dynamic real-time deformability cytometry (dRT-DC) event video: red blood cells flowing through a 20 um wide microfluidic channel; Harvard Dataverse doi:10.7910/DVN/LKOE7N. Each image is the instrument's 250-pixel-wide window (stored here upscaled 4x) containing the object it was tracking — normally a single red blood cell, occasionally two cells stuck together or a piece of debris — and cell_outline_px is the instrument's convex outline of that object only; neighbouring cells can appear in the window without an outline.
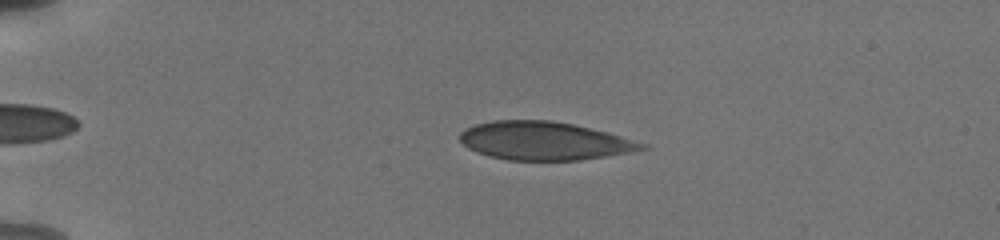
{"species": "human", "species_latin": "Homo sapiens", "temperature_condition": "cold", "stored_images_in_passage": 46, "camera_frame_rate_fps": 3000, "um_per_image_px": 0.085, "donor": {"sex": "male"}, "frame": {"image": 1, "passage_image": 12, "time_ms": 3.667, "image_size_px": [1000, 240], "cell_outline_px": [[652, 148], [632, 152], [580, 160], [508, 160], [488, 156], [476, 152], [468, 148], [460, 140], [460, 132], [464, 128], [476, 124], [492, 120], [552, 120], [572, 124], [608, 132], [648, 144]], "centroid_in_image_um": [46.28, 11.97], "position_along_channel_um": 38.7, "area_um2": 40.86}}
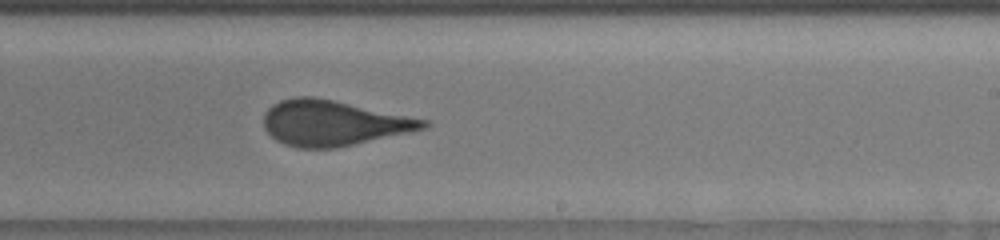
{"frame": {"image": 2, "passage_image": 34, "time_ms": 11.0, "image_size_px": [1000, 240], "cell_outline_px": [[432, 124], [428, 128], [336, 148], [296, 148], [284, 144], [276, 140], [264, 128], [264, 112], [272, 104], [280, 100], [296, 96], [312, 96], [332, 100], [428, 120]], "centroid_in_image_um": [28.3, 10.46], "position_along_channel_um": 260.7, "area_um2": 42.08}}
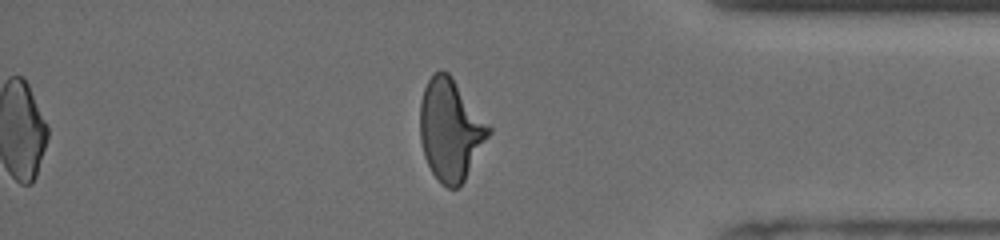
{"frame": {"image": 3, "passage_image": 46, "time_ms": 15.0, "image_size_px": [1000, 240], "cell_outline_px": [[492, 132], [464, 180], [456, 188], [448, 188], [440, 184], [432, 172], [424, 156], [420, 140], [420, 100], [424, 88], [432, 72], [440, 68], [448, 72], [452, 76], [492, 124]], "centroid_in_image_um": [38.31, 10.97], "position_along_channel_um": 396.9, "area_um2": 41.38}, "authors_computed_cell_mechanics": {"area_um2": 41.9628, "velocity_mm_per_s": 3.8135, "shape_relaxation_time_tau1_ms": 4.9654, "shape_relaxation_time_tau2_ms": 0.7688, "deformation_change_tau1": 0.1496, "deformation_change_tau2": 0.0751}}